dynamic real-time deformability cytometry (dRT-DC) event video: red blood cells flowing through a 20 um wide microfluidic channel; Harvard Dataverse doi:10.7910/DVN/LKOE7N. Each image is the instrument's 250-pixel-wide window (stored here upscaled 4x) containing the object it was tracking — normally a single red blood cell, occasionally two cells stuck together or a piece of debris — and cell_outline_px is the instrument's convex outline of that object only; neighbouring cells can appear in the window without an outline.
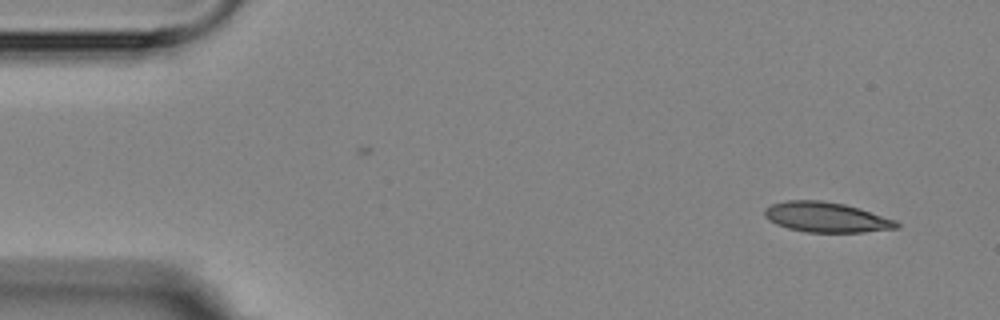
{"species": "Egyptian fruit bat (a non-hibernating species)", "species_latin": "Rousettus aegyptiacus", "temperature_condition": "room temperature", "stored_images_in_passage": 6, "camera_frame_rate_fps": 3000, "um_per_image_px": 0.085, "animal": {"sex": "female"}, "frame": {"image": 1, "passage_image": 1, "time_ms": 0.0, "image_size_px": [1000, 320], "cell_outline_px": [[900, 228], [864, 232], [804, 232], [788, 228], [776, 224], [768, 220], [764, 216], [764, 208], [772, 204], [788, 200], [820, 200], [844, 204], [860, 208], [896, 220], [900, 224]], "centroid_in_image_um": [70.24, 18.46], "position_along_channel_um": 14.8, "area_um2": 23.29}}
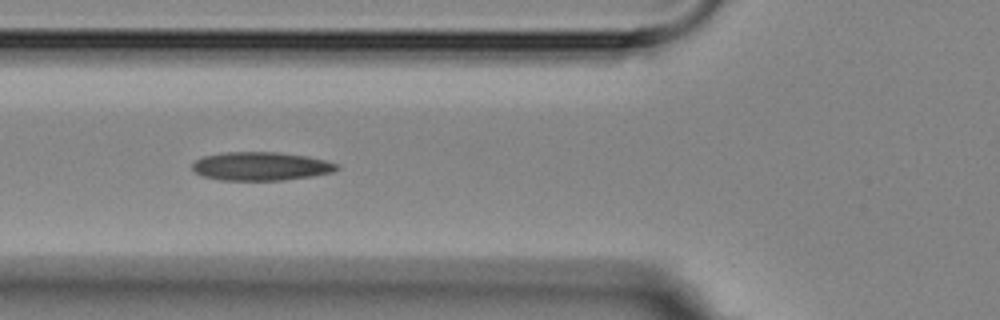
{"frame": {"image": 2, "passage_image": 5, "time_ms": 5.333, "image_size_px": [1000, 320], "cell_outline_px": [[340, 168], [332, 172], [312, 176], [284, 180], [220, 180], [200, 176], [192, 168], [192, 164], [196, 160], [204, 156], [224, 152], [276, 152], [308, 156], [324, 160], [336, 164]], "centroid_in_image_um": [22.15, 14.13], "position_along_channel_um": 103.7, "area_um2": 23.99}}
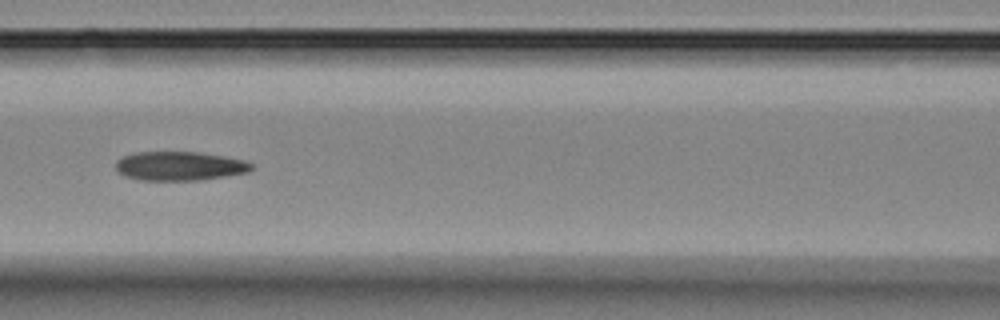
{"frame": {"image": 3, "passage_image": 6, "time_ms": 6.667, "image_size_px": [1000, 320], "cell_outline_px": [[252, 168], [248, 172], [200, 180], [140, 180], [124, 176], [116, 172], [116, 160], [124, 156], [136, 152], [200, 152], [224, 156], [244, 160], [252, 164]], "centroid_in_image_um": [15.23, 14.11], "position_along_channel_um": 151.4, "area_um2": 22.95}}